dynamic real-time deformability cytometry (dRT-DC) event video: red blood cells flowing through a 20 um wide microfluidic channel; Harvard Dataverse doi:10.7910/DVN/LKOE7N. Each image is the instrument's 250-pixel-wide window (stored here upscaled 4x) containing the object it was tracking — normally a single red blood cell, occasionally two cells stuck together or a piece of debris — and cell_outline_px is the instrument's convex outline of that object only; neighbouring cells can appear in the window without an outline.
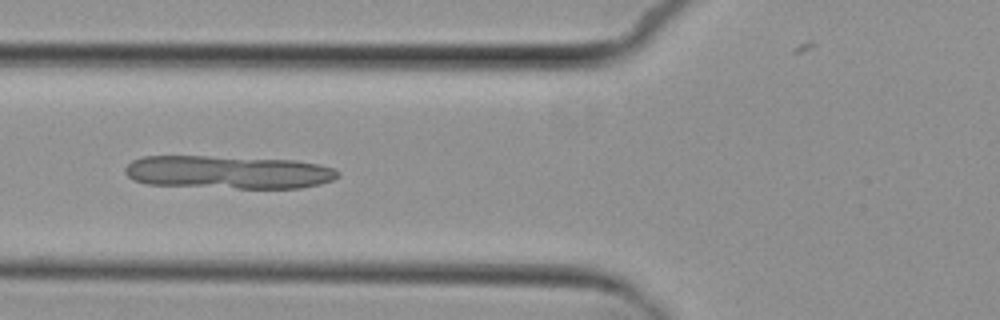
{"species": "common noctule bat (a hibernating species)", "species_latin": "Nyctalus noctula", "temperature_condition": "cold", "stored_images_in_passage": 8, "camera_frame_rate_fps": 3000, "um_per_image_px": 0.085, "animal": {"sex": "female", "body_mass_g": 29.2, "forearm_length_mm": 56.3}, "frame": {"image": 1, "passage_image": 5, "time_ms": 5.333, "image_size_px": [1000, 320], "cell_outline_px": [[340, 176], [332, 180], [320, 184], [300, 188], [236, 188], [148, 184], [132, 180], [124, 172], [124, 168], [132, 160], [144, 156], [208, 156], [296, 160], [320, 164], [336, 168], [340, 172]], "centroid_in_image_um": [19.43, 14.63], "position_along_channel_um": 106.4, "area_um2": 41.38}}
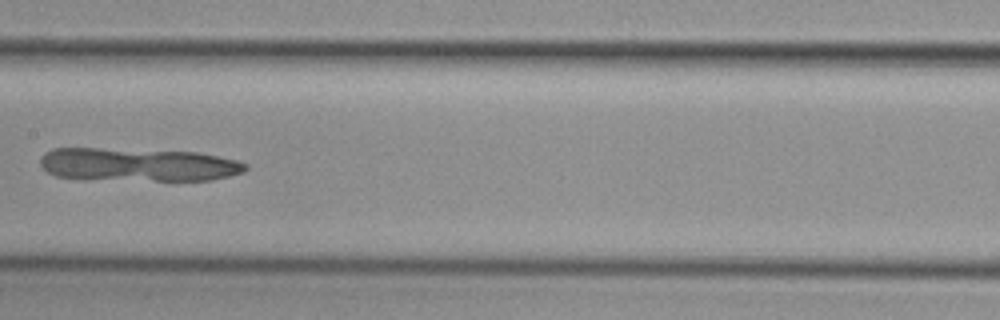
{"frame": {"image": 2, "passage_image": 7, "time_ms": 7.667, "image_size_px": [1000, 320], "cell_outline_px": [[248, 168], [244, 172], [212, 180], [84, 180], [56, 176], [48, 172], [40, 164], [40, 160], [44, 152], [52, 148], [96, 148], [196, 152], [236, 160], [248, 164]], "centroid_in_image_um": [11.68, 14.01], "position_along_channel_um": 195.7, "area_um2": 40.11}}
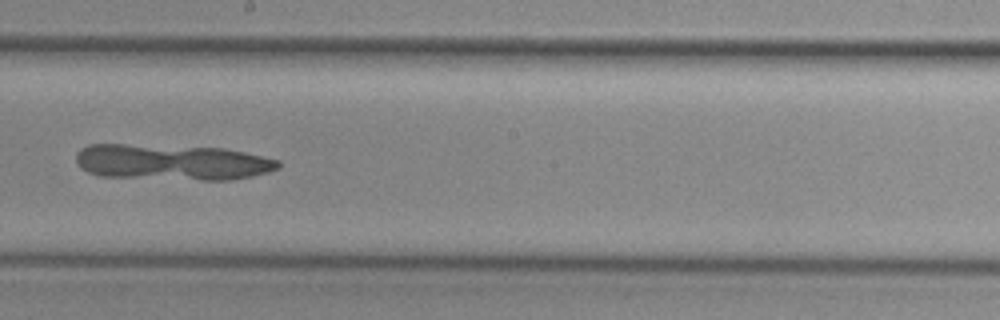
{"frame": {"image": 3, "passage_image": 8, "time_ms": 8.667, "image_size_px": [1000, 320], "cell_outline_px": [[280, 168], [268, 172], [252, 176], [232, 180], [200, 180], [100, 176], [88, 172], [80, 168], [76, 164], [76, 152], [80, 148], [88, 144], [124, 144], [224, 148], [244, 152], [280, 160]], "centroid_in_image_um": [14.6, 13.79], "position_along_channel_um": 233.6, "area_um2": 42.54}}